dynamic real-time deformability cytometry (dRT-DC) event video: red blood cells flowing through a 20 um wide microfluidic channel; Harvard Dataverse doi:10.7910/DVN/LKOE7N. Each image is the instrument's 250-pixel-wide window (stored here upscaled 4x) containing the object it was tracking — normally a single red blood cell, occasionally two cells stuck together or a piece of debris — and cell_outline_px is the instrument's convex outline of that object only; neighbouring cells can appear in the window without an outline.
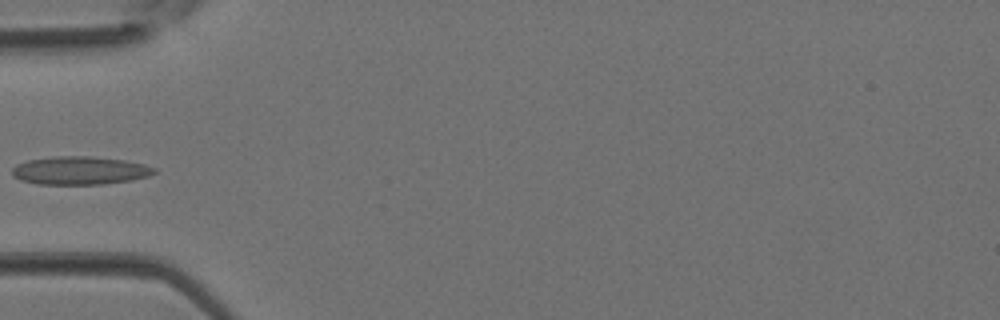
{"species": "Egyptian fruit bat (a non-hibernating species)", "species_latin": "Rousettus aegyptiacus", "temperature_condition": "room temperature", "stored_images_in_passage": 4, "camera_frame_rate_fps": 3000, "um_per_image_px": 0.085, "animal": {"sex": "female"}, "frame": {"image": 1, "passage_image": 4, "time_ms": 1.0, "image_size_px": [1000, 320], "cell_outline_px": [[156, 172], [148, 176], [132, 180], [104, 184], [36, 184], [20, 180], [12, 176], [12, 168], [16, 164], [28, 160], [56, 156], [92, 156], [124, 160], [144, 164], [156, 168]], "centroid_in_image_um": [6.77, 14.49], "position_along_channel_um": 78.2, "area_um2": 23.47}}